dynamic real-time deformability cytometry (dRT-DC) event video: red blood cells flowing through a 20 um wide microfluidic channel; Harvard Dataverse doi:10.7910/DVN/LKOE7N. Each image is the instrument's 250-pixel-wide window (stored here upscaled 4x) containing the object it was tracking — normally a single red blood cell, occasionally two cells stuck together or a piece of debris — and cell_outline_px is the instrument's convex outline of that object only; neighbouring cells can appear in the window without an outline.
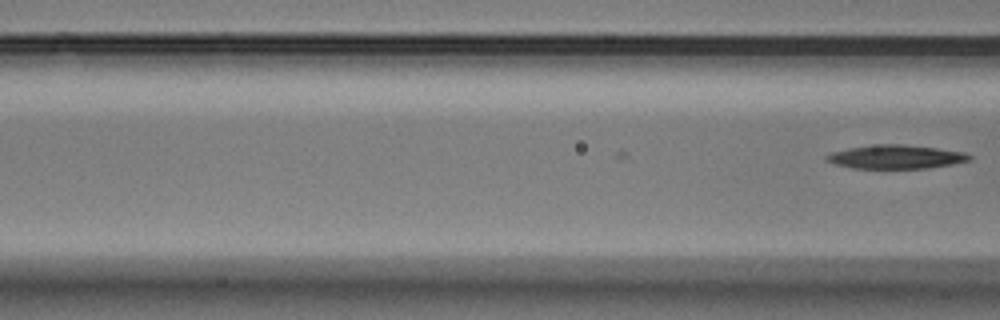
{"species": "Egyptian fruit bat (a non-hibernating species)", "species_latin": "Rousettus aegyptiacus", "temperature_condition": "warm", "stored_images_in_passage": 15, "camera_frame_rate_fps": 3000, "um_per_image_px": 0.085, "animal": {"sex": "male"}, "frame": {"image": 1, "passage_image": 15, "time_ms": 4.667, "image_size_px": [1000, 320], "cell_outline_px": [[972, 160], [952, 164], [928, 168], [852, 168], [836, 164], [824, 160], [824, 156], [832, 152], [852, 148], [880, 144], [904, 144], [936, 148], [964, 152], [972, 156]], "centroid_in_image_um": [76.17, 13.33], "position_along_channel_um": 90.4, "area_um2": 19.59}}